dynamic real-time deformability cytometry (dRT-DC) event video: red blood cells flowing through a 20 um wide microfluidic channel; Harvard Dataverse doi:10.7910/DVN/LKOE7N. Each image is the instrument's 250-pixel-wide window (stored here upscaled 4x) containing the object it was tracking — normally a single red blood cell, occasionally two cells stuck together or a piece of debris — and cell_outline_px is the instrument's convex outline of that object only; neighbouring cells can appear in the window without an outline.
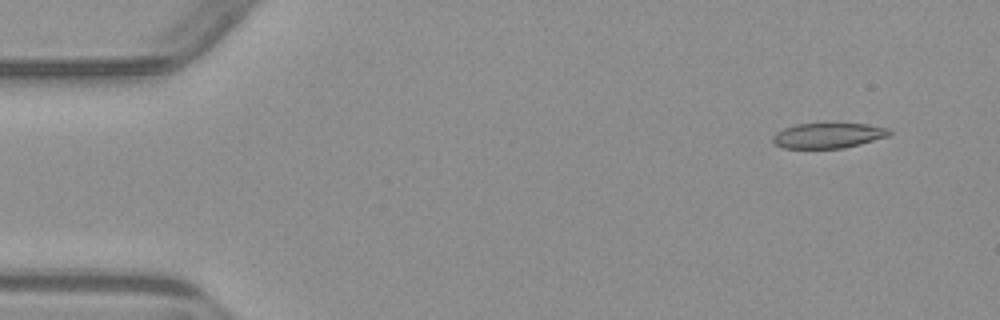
{"species": "common noctule bat (a hibernating species)", "species_latin": "Nyctalus noctula", "temperature_condition": "warm", "stored_images_in_passage": 3, "camera_frame_rate_fps": 3000, "um_per_image_px": 0.085, "animal": {"sex": "male", "body_mass_g": 23.1, "forearm_length_mm": 52.7}, "frame": {"image": 1, "passage_image": 1, "time_ms": 0.0, "image_size_px": [1000, 320], "cell_outline_px": [[892, 132], [888, 136], [860, 144], [844, 148], [784, 148], [776, 144], [772, 140], [772, 136], [776, 132], [784, 128], [796, 124], [868, 124], [888, 128]], "centroid_in_image_um": [70.39, 11.52], "position_along_channel_um": 14.6, "area_um2": 16.99}}
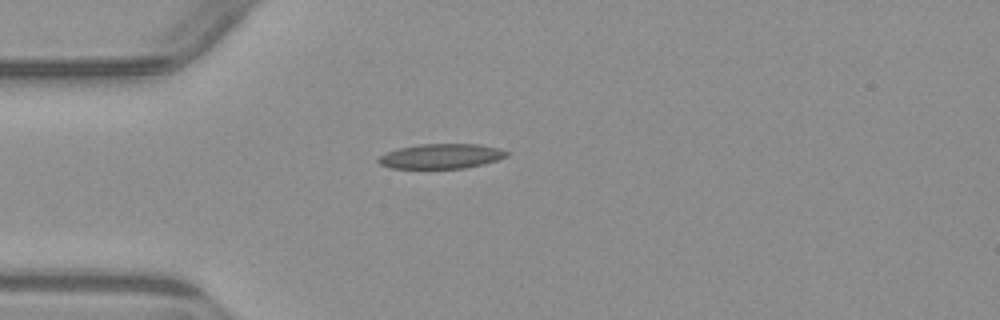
{"frame": {"image": 2, "passage_image": 3, "time_ms": 3.333, "image_size_px": [1000, 320], "cell_outline_px": [[508, 156], [484, 164], [464, 168], [388, 168], [380, 164], [376, 160], [380, 156], [388, 152], [400, 148], [420, 144], [480, 144], [500, 148], [508, 152]], "centroid_in_image_um": [37.52, 13.28], "position_along_channel_um": 47.5, "area_um2": 18.5}}